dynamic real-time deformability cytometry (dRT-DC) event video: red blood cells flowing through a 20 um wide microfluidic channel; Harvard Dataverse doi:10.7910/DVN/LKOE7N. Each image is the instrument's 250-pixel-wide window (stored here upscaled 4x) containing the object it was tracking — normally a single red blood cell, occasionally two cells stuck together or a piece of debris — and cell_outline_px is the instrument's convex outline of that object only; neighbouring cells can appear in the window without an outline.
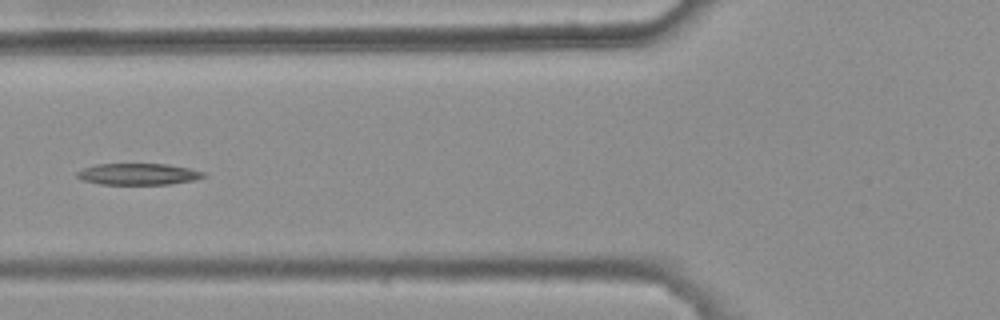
{"species": "common noctule bat (a hibernating species)", "species_latin": "Nyctalus noctula", "temperature_condition": "warm", "stored_images_in_passage": 5, "camera_frame_rate_fps": 3000, "um_per_image_px": 0.085, "animal": {"sex": "female", "body_mass_g": 25.1}, "frame": {"image": 1, "passage_image": 5, "time_ms": 1.333, "image_size_px": [1000, 320], "cell_outline_px": [[208, 176], [196, 180], [168, 184], [100, 184], [84, 180], [76, 176], [76, 172], [84, 168], [96, 164], [168, 164], [188, 168], [204, 172]], "centroid_in_image_um": [11.79, 14.8], "position_along_channel_um": 114.0, "area_um2": 15.78}}